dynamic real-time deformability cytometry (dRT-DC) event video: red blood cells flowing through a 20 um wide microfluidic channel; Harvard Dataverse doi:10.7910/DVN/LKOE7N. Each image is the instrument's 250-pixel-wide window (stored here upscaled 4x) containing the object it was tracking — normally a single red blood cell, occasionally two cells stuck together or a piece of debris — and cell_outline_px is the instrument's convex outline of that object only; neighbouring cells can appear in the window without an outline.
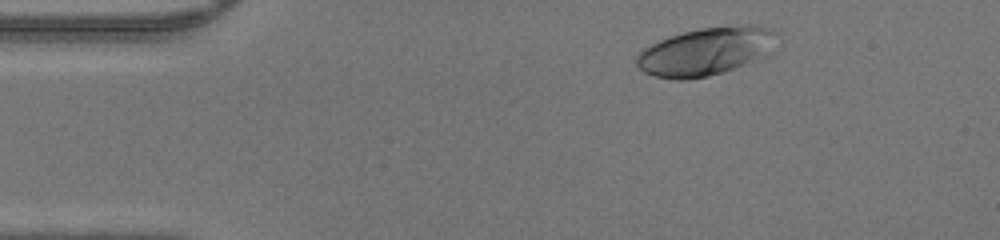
{"species": "human", "species_latin": "Homo sapiens", "temperature_condition": "warm", "stored_images_in_passage": 43, "camera_frame_rate_fps": 3000, "um_per_image_px": 0.085, "donor": {"sex": "male"}, "frame": {"image": 1, "passage_image": 3, "time_ms": 0.667, "image_size_px": [1000, 240], "cell_outline_px": [[780, 36], [776, 52], [768, 56], [708, 76], [688, 80], [676, 80], [656, 76], [644, 72], [636, 64], [636, 56], [644, 48], [660, 40], [684, 32], [700, 28], [748, 24], [776, 28], [780, 32]], "centroid_in_image_um": [60.15, 4.34], "position_along_channel_um": 24.8, "area_um2": 39.88}}
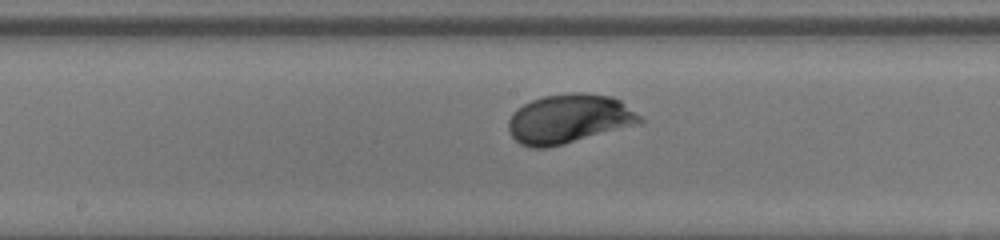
{"frame": {"image": 2, "passage_image": 20, "time_ms": 6.333, "image_size_px": [1000, 240], "cell_outline_px": [[644, 124], [548, 148], [532, 148], [520, 144], [508, 132], [508, 120], [512, 112], [524, 104], [532, 100], [544, 96], [572, 92], [584, 92], [612, 96], [620, 100], [640, 116], [644, 120]], "centroid_in_image_um": [48.39, 10.11], "position_along_channel_um": 199.8, "area_um2": 38.26}}
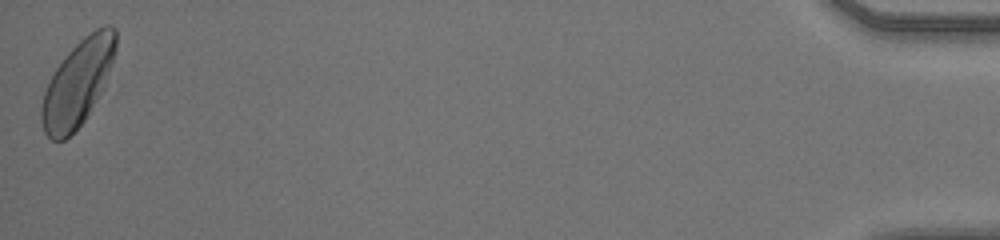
{"frame": {"image": 3, "passage_image": 43, "time_ms": 14.0, "image_size_px": [1000, 240], "cell_outline_px": [[116, 48], [112, 60], [100, 92], [84, 120], [64, 140], [52, 140], [44, 132], [40, 120], [40, 108], [44, 92], [56, 68], [68, 52], [84, 36], [96, 28], [104, 24], [112, 24], [116, 28]], "centroid_in_image_um": [6.58, 7.03], "position_along_channel_um": 428.6, "area_um2": 36.3}}